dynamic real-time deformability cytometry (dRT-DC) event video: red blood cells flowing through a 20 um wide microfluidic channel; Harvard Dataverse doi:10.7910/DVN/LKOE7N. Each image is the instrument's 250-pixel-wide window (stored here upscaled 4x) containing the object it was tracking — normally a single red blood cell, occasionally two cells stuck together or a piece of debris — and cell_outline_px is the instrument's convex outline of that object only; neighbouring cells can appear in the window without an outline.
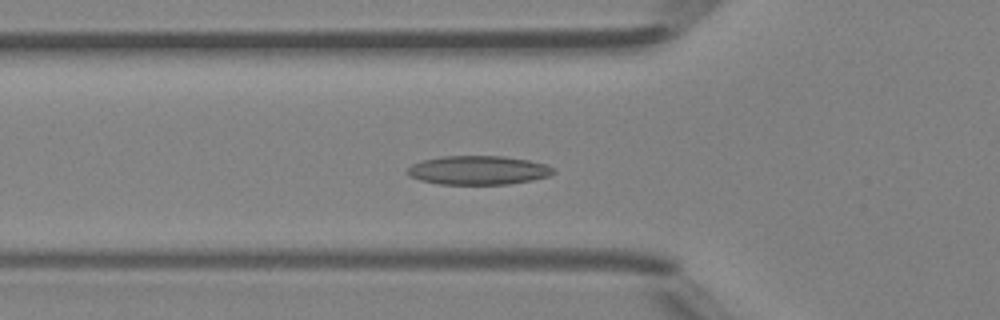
{"species": "Egyptian fruit bat (a non-hibernating species)", "species_latin": "Rousettus aegyptiacus", "temperature_condition": "room temperature", "stored_images_in_passage": 48, "segment_of_instrument_passage": [1, 2], "camera_frame_rate_fps": 3000, "um_per_image_px": 0.085, "animal": {"sex": "female"}, "frame": {"image": 1, "passage_image": 16, "time_ms": 5.0, "image_size_px": [1000, 320], "cell_outline_px": [[556, 172], [548, 176], [532, 180], [508, 184], [440, 184], [420, 180], [408, 176], [408, 168], [412, 164], [424, 160], [440, 156], [504, 156], [528, 160], [544, 164], [552, 168]], "centroid_in_image_um": [40.63, 14.47], "position_along_channel_um": 85.2, "area_um2": 24.45}}
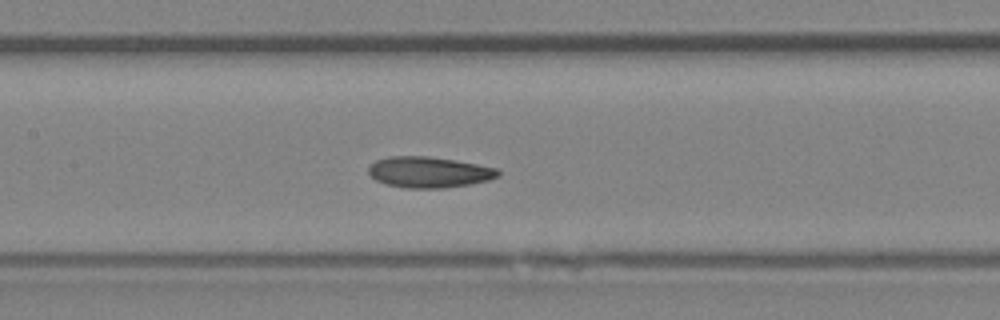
{"frame": {"image": 2, "passage_image": 22, "time_ms": 7.0, "image_size_px": [1000, 320], "cell_outline_px": [[500, 176], [488, 180], [472, 184], [444, 188], [404, 188], [384, 184], [376, 180], [368, 172], [368, 168], [376, 160], [388, 156], [428, 156], [456, 160], [496, 168], [500, 172]], "centroid_in_image_um": [36.46, 14.64], "position_along_channel_um": 170.9, "area_um2": 23.47}}
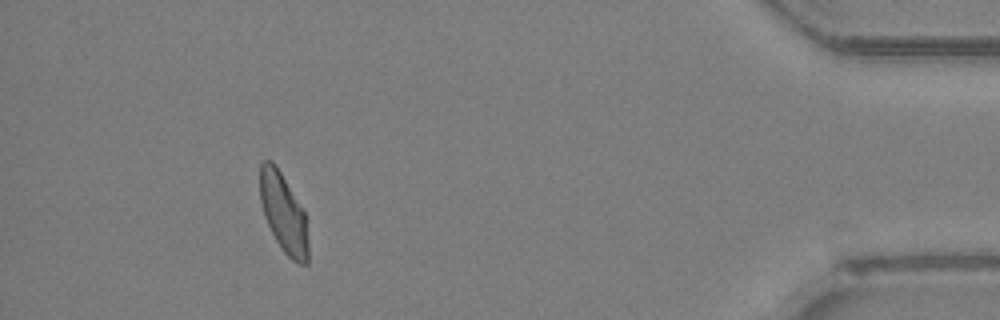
{"frame": {"image": 3, "passage_image": 43, "time_ms": 14.0, "image_size_px": [1000, 320], "cell_outline_px": [[308, 264], [300, 264], [292, 260], [284, 252], [276, 240], [264, 216], [260, 200], [260, 164], [264, 160], [272, 160], [276, 164], [304, 212], [308, 244]], "centroid_in_image_um": [24.08, 18.1], "position_along_channel_um": 411.1, "area_um2": 21.96}}